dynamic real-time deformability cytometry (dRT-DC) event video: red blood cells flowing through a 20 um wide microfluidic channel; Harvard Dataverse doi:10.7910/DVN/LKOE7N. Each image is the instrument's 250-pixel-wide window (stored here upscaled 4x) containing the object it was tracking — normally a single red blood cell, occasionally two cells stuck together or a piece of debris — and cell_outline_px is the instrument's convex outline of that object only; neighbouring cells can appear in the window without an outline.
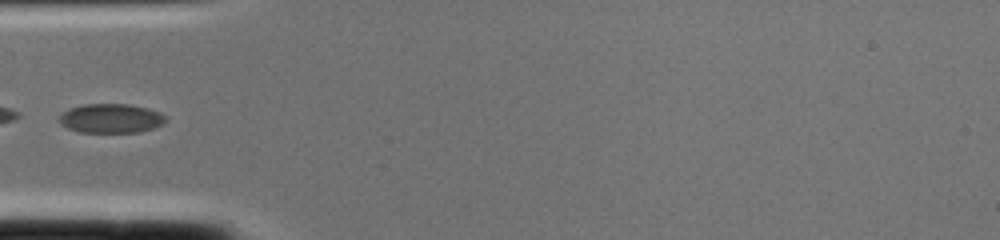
{"species": "common noctule bat (a hibernating species)", "species_latin": "Nyctalus noctula", "temperature_condition": "cold", "stored_images_in_passage": 2, "camera_frame_rate_fps": 3000, "um_per_image_px": 0.085, "animal": {"sex": "female", "body_mass_g": 22.0, "forearm_length_mm": 56.7}, "frame": {"image": 1, "passage_image": 2, "time_ms": 0.333, "image_size_px": [1000, 240], "cell_outline_px": [[168, 120], [164, 124], [140, 132], [80, 132], [68, 128], [60, 124], [56, 120], [56, 116], [60, 112], [68, 108], [84, 104], [128, 104], [148, 108], [160, 112]], "centroid_in_image_um": [9.37, 10.05], "position_along_channel_um": 75.6, "area_um2": 18.5}}